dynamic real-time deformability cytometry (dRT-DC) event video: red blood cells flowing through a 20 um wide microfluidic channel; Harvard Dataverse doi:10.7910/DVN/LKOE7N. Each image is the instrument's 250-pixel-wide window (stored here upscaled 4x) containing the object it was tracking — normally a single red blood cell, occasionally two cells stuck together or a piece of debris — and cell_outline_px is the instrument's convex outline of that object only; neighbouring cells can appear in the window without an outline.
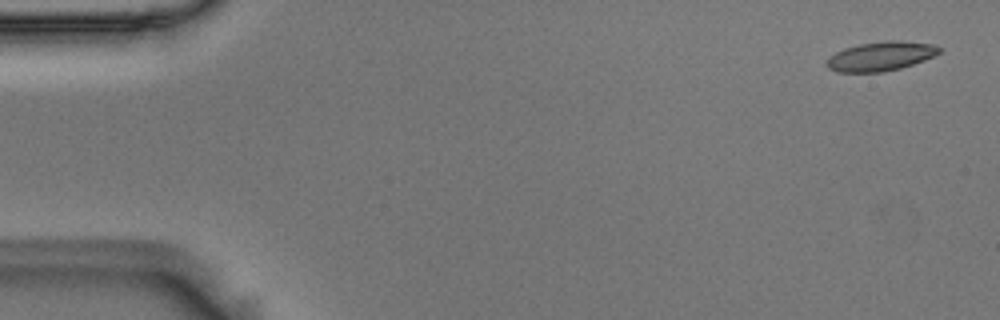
{"species": "Egyptian fruit bat (a non-hibernating species)", "species_latin": "Rousettus aegyptiacus", "temperature_condition": "room temperature", "stored_images_in_passage": 5, "camera_frame_rate_fps": 3000, "um_per_image_px": 0.085, "animal": {"sex": "male"}, "frame": {"image": 1, "passage_image": 1, "time_ms": 0.0, "image_size_px": [1000, 320], "cell_outline_px": [[940, 52], [924, 60], [900, 68], [884, 72], [836, 72], [828, 68], [828, 60], [836, 52], [844, 48], [860, 44], [888, 40], [900, 40], [932, 44], [940, 48]], "centroid_in_image_um": [74.87, 4.78], "position_along_channel_um": 10.1, "area_um2": 18.9}}